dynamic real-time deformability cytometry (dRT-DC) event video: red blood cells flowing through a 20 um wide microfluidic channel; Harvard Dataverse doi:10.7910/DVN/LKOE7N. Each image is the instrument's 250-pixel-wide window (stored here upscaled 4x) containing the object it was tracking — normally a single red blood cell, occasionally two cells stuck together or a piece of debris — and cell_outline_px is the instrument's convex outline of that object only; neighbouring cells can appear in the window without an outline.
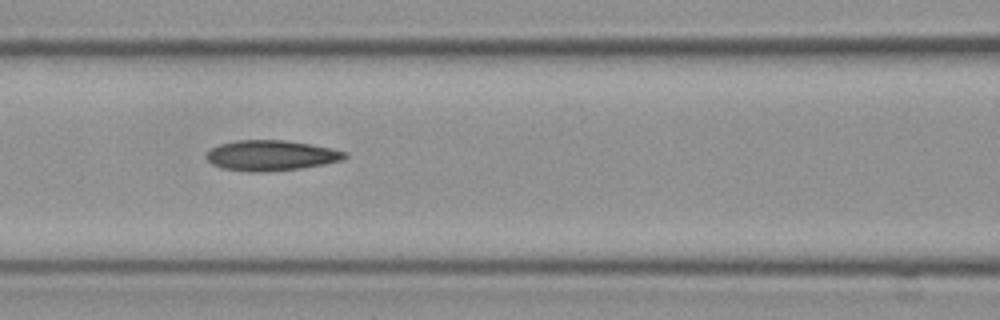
{"species": "Egyptian fruit bat (a non-hibernating species)", "species_latin": "Rousettus aegyptiacus", "temperature_condition": "cold", "stored_images_in_passage": 11, "camera_frame_rate_fps": 3000, "um_per_image_px": 0.085, "frame": {"image": 1, "passage_image": 5, "time_ms": 1.333, "image_size_px": [1000, 320], "cell_outline_px": [[348, 156], [340, 160], [324, 164], [300, 168], [264, 172], [248, 172], [220, 168], [212, 164], [204, 156], [212, 148], [220, 144], [236, 140], [288, 140], [332, 148], [348, 152]], "centroid_in_image_um": [23.03, 13.21], "position_along_channel_um": 143.6, "area_um2": 24.62}}
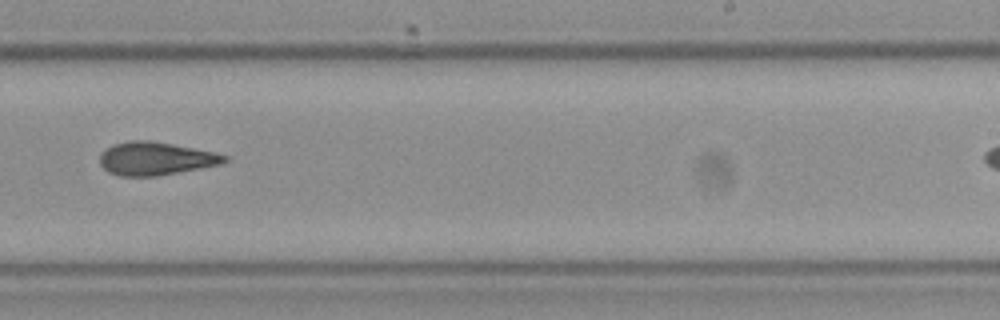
{"frame": {"image": 2, "passage_image": 8, "time_ms": 2.333, "image_size_px": [1000, 320], "cell_outline_px": [[228, 160], [220, 164], [200, 168], [156, 176], [120, 176], [108, 172], [100, 164], [100, 152], [112, 144], [128, 140], [148, 140], [172, 144], [216, 152], [228, 156]], "centroid_in_image_um": [13.2, 13.47], "position_along_channel_um": 275.8, "area_um2": 24.1}}
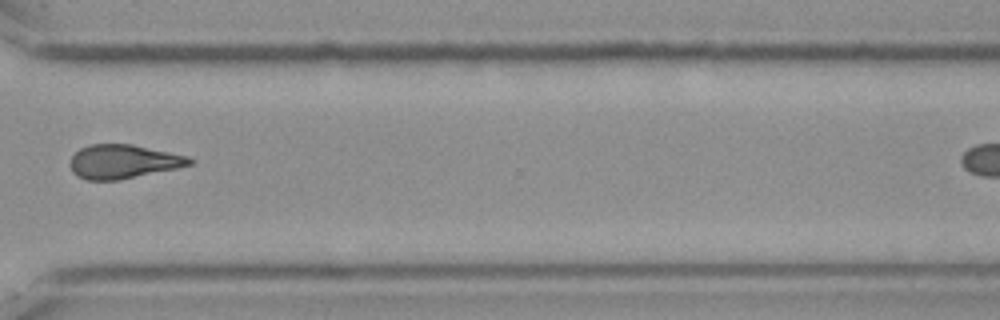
{"frame": {"image": 3, "passage_image": 10, "time_ms": 3.0, "image_size_px": [1000, 320], "cell_outline_px": [[196, 160], [192, 164], [176, 168], [120, 180], [88, 180], [76, 176], [72, 172], [68, 164], [72, 156], [80, 148], [88, 144], [132, 144], [188, 156]], "centroid_in_image_um": [10.45, 13.73], "position_along_channel_um": 360.2, "area_um2": 23.76}}